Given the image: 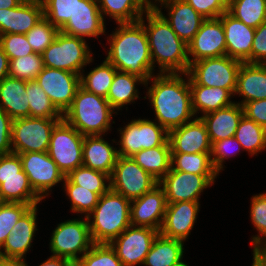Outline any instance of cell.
<instances>
[{
	"instance_id": "6da1fadb",
	"label": "cell",
	"mask_w": 266,
	"mask_h": 266,
	"mask_svg": "<svg viewBox=\"0 0 266 266\" xmlns=\"http://www.w3.org/2000/svg\"><path fill=\"white\" fill-rule=\"evenodd\" d=\"M158 73L152 76L147 92L155 111L157 123L167 131L182 126L195 117L192 110L189 75L184 73ZM186 80V81H185Z\"/></svg>"
},
{
	"instance_id": "7a4b0ae2",
	"label": "cell",
	"mask_w": 266,
	"mask_h": 266,
	"mask_svg": "<svg viewBox=\"0 0 266 266\" xmlns=\"http://www.w3.org/2000/svg\"><path fill=\"white\" fill-rule=\"evenodd\" d=\"M118 27L110 34V49L105 60L118 71L128 72L149 82L154 75V68L144 25L136 21L118 23Z\"/></svg>"
},
{
	"instance_id": "3957f363",
	"label": "cell",
	"mask_w": 266,
	"mask_h": 266,
	"mask_svg": "<svg viewBox=\"0 0 266 266\" xmlns=\"http://www.w3.org/2000/svg\"><path fill=\"white\" fill-rule=\"evenodd\" d=\"M140 22L147 35L153 67L159 65L160 73H187L190 67L188 46L172 30L167 21L153 8L146 11Z\"/></svg>"
},
{
	"instance_id": "277c9868",
	"label": "cell",
	"mask_w": 266,
	"mask_h": 266,
	"mask_svg": "<svg viewBox=\"0 0 266 266\" xmlns=\"http://www.w3.org/2000/svg\"><path fill=\"white\" fill-rule=\"evenodd\" d=\"M130 210L131 200L123 195L111 189L101 195L98 204L87 217L93 243L109 244L127 229L131 225Z\"/></svg>"
},
{
	"instance_id": "5b68a950",
	"label": "cell",
	"mask_w": 266,
	"mask_h": 266,
	"mask_svg": "<svg viewBox=\"0 0 266 266\" xmlns=\"http://www.w3.org/2000/svg\"><path fill=\"white\" fill-rule=\"evenodd\" d=\"M113 113L116 112L106 98L80 86L63 119L84 136L102 135L110 130Z\"/></svg>"
},
{
	"instance_id": "8992f818",
	"label": "cell",
	"mask_w": 266,
	"mask_h": 266,
	"mask_svg": "<svg viewBox=\"0 0 266 266\" xmlns=\"http://www.w3.org/2000/svg\"><path fill=\"white\" fill-rule=\"evenodd\" d=\"M45 67L61 69L81 75L82 68L92 62V54L85 39L59 32L42 53Z\"/></svg>"
},
{
	"instance_id": "52a82bcc",
	"label": "cell",
	"mask_w": 266,
	"mask_h": 266,
	"mask_svg": "<svg viewBox=\"0 0 266 266\" xmlns=\"http://www.w3.org/2000/svg\"><path fill=\"white\" fill-rule=\"evenodd\" d=\"M241 64V61L227 55L192 62L187 72L189 85L221 87L234 94Z\"/></svg>"
},
{
	"instance_id": "ba28073f",
	"label": "cell",
	"mask_w": 266,
	"mask_h": 266,
	"mask_svg": "<svg viewBox=\"0 0 266 266\" xmlns=\"http://www.w3.org/2000/svg\"><path fill=\"white\" fill-rule=\"evenodd\" d=\"M42 199L32 189L17 153L0 158V202H19L36 206Z\"/></svg>"
},
{
	"instance_id": "9c48e42d",
	"label": "cell",
	"mask_w": 266,
	"mask_h": 266,
	"mask_svg": "<svg viewBox=\"0 0 266 266\" xmlns=\"http://www.w3.org/2000/svg\"><path fill=\"white\" fill-rule=\"evenodd\" d=\"M84 135L64 119L52 130L48 154L64 176L83 165Z\"/></svg>"
},
{
	"instance_id": "30bf717a",
	"label": "cell",
	"mask_w": 266,
	"mask_h": 266,
	"mask_svg": "<svg viewBox=\"0 0 266 266\" xmlns=\"http://www.w3.org/2000/svg\"><path fill=\"white\" fill-rule=\"evenodd\" d=\"M61 222L53 230L50 250L53 256L79 260L94 244L90 235L88 218ZM78 254H81L79 257Z\"/></svg>"
},
{
	"instance_id": "8fae6325",
	"label": "cell",
	"mask_w": 266,
	"mask_h": 266,
	"mask_svg": "<svg viewBox=\"0 0 266 266\" xmlns=\"http://www.w3.org/2000/svg\"><path fill=\"white\" fill-rule=\"evenodd\" d=\"M61 120L33 117L14 119L11 132L12 151L17 154L48 152L52 130Z\"/></svg>"
},
{
	"instance_id": "7c38bea8",
	"label": "cell",
	"mask_w": 266,
	"mask_h": 266,
	"mask_svg": "<svg viewBox=\"0 0 266 266\" xmlns=\"http://www.w3.org/2000/svg\"><path fill=\"white\" fill-rule=\"evenodd\" d=\"M110 189L129 200L151 191L159 182L131 157L118 156L110 175Z\"/></svg>"
},
{
	"instance_id": "4fadbf2b",
	"label": "cell",
	"mask_w": 266,
	"mask_h": 266,
	"mask_svg": "<svg viewBox=\"0 0 266 266\" xmlns=\"http://www.w3.org/2000/svg\"><path fill=\"white\" fill-rule=\"evenodd\" d=\"M118 156L132 157L137 152L163 145L168 131L158 123L147 119H134L120 130Z\"/></svg>"
},
{
	"instance_id": "5bb4252c",
	"label": "cell",
	"mask_w": 266,
	"mask_h": 266,
	"mask_svg": "<svg viewBox=\"0 0 266 266\" xmlns=\"http://www.w3.org/2000/svg\"><path fill=\"white\" fill-rule=\"evenodd\" d=\"M18 155L32 189L42 200L49 195V189L64 181V174L48 152H26Z\"/></svg>"
},
{
	"instance_id": "9a60e30c",
	"label": "cell",
	"mask_w": 266,
	"mask_h": 266,
	"mask_svg": "<svg viewBox=\"0 0 266 266\" xmlns=\"http://www.w3.org/2000/svg\"><path fill=\"white\" fill-rule=\"evenodd\" d=\"M158 234V230L150 227L130 225L109 244L115 250L123 266H136L144 263Z\"/></svg>"
},
{
	"instance_id": "2e32d148",
	"label": "cell",
	"mask_w": 266,
	"mask_h": 266,
	"mask_svg": "<svg viewBox=\"0 0 266 266\" xmlns=\"http://www.w3.org/2000/svg\"><path fill=\"white\" fill-rule=\"evenodd\" d=\"M217 175H197L170 169L159 181L164 189L166 202H199L201 192L215 181Z\"/></svg>"
},
{
	"instance_id": "e0dca14e",
	"label": "cell",
	"mask_w": 266,
	"mask_h": 266,
	"mask_svg": "<svg viewBox=\"0 0 266 266\" xmlns=\"http://www.w3.org/2000/svg\"><path fill=\"white\" fill-rule=\"evenodd\" d=\"M81 75L61 69L45 67L35 79L55 107L62 113L71 106Z\"/></svg>"
},
{
	"instance_id": "ac0fdd59",
	"label": "cell",
	"mask_w": 266,
	"mask_h": 266,
	"mask_svg": "<svg viewBox=\"0 0 266 266\" xmlns=\"http://www.w3.org/2000/svg\"><path fill=\"white\" fill-rule=\"evenodd\" d=\"M187 46L190 64L206 58L225 56L226 41L222 21L219 18L206 19Z\"/></svg>"
},
{
	"instance_id": "d6986e66",
	"label": "cell",
	"mask_w": 266,
	"mask_h": 266,
	"mask_svg": "<svg viewBox=\"0 0 266 266\" xmlns=\"http://www.w3.org/2000/svg\"><path fill=\"white\" fill-rule=\"evenodd\" d=\"M161 7L168 8L169 18L164 16L157 5L153 8L167 21L172 30L185 43L189 44L206 20L184 0H159Z\"/></svg>"
},
{
	"instance_id": "ffe728a7",
	"label": "cell",
	"mask_w": 266,
	"mask_h": 266,
	"mask_svg": "<svg viewBox=\"0 0 266 266\" xmlns=\"http://www.w3.org/2000/svg\"><path fill=\"white\" fill-rule=\"evenodd\" d=\"M164 189L158 184L141 197L131 200V225L160 230L166 212Z\"/></svg>"
},
{
	"instance_id": "44dd1931",
	"label": "cell",
	"mask_w": 266,
	"mask_h": 266,
	"mask_svg": "<svg viewBox=\"0 0 266 266\" xmlns=\"http://www.w3.org/2000/svg\"><path fill=\"white\" fill-rule=\"evenodd\" d=\"M171 153H211L205 123L200 117L168 131Z\"/></svg>"
},
{
	"instance_id": "7402d4cb",
	"label": "cell",
	"mask_w": 266,
	"mask_h": 266,
	"mask_svg": "<svg viewBox=\"0 0 266 266\" xmlns=\"http://www.w3.org/2000/svg\"><path fill=\"white\" fill-rule=\"evenodd\" d=\"M97 0H76L73 17L60 29V32L83 38L99 37L105 33V24Z\"/></svg>"
},
{
	"instance_id": "603a6c76",
	"label": "cell",
	"mask_w": 266,
	"mask_h": 266,
	"mask_svg": "<svg viewBox=\"0 0 266 266\" xmlns=\"http://www.w3.org/2000/svg\"><path fill=\"white\" fill-rule=\"evenodd\" d=\"M199 205V202L191 201L167 203L159 234L167 238L186 241L194 227Z\"/></svg>"
},
{
	"instance_id": "cb8c5ba5",
	"label": "cell",
	"mask_w": 266,
	"mask_h": 266,
	"mask_svg": "<svg viewBox=\"0 0 266 266\" xmlns=\"http://www.w3.org/2000/svg\"><path fill=\"white\" fill-rule=\"evenodd\" d=\"M219 19L225 33L226 55L241 62L251 63L255 29L236 19L228 11Z\"/></svg>"
},
{
	"instance_id": "d4e9b609",
	"label": "cell",
	"mask_w": 266,
	"mask_h": 266,
	"mask_svg": "<svg viewBox=\"0 0 266 266\" xmlns=\"http://www.w3.org/2000/svg\"><path fill=\"white\" fill-rule=\"evenodd\" d=\"M43 17L41 0H23L17 7L0 9V35L26 34Z\"/></svg>"
},
{
	"instance_id": "484cf974",
	"label": "cell",
	"mask_w": 266,
	"mask_h": 266,
	"mask_svg": "<svg viewBox=\"0 0 266 266\" xmlns=\"http://www.w3.org/2000/svg\"><path fill=\"white\" fill-rule=\"evenodd\" d=\"M37 205L30 207L13 226L11 233L4 242L0 250V256L6 258H24L31 247V242L36 227Z\"/></svg>"
},
{
	"instance_id": "4316f807",
	"label": "cell",
	"mask_w": 266,
	"mask_h": 266,
	"mask_svg": "<svg viewBox=\"0 0 266 266\" xmlns=\"http://www.w3.org/2000/svg\"><path fill=\"white\" fill-rule=\"evenodd\" d=\"M244 115L239 103L200 116L205 123L211 145L219 140L233 137Z\"/></svg>"
},
{
	"instance_id": "83f0119b",
	"label": "cell",
	"mask_w": 266,
	"mask_h": 266,
	"mask_svg": "<svg viewBox=\"0 0 266 266\" xmlns=\"http://www.w3.org/2000/svg\"><path fill=\"white\" fill-rule=\"evenodd\" d=\"M118 158L117 148L105 141L102 135H86L83 141V165L111 175Z\"/></svg>"
},
{
	"instance_id": "f1b7e54d",
	"label": "cell",
	"mask_w": 266,
	"mask_h": 266,
	"mask_svg": "<svg viewBox=\"0 0 266 266\" xmlns=\"http://www.w3.org/2000/svg\"><path fill=\"white\" fill-rule=\"evenodd\" d=\"M234 94L243 96L244 103L266 99V64L242 62Z\"/></svg>"
},
{
	"instance_id": "f546056e",
	"label": "cell",
	"mask_w": 266,
	"mask_h": 266,
	"mask_svg": "<svg viewBox=\"0 0 266 266\" xmlns=\"http://www.w3.org/2000/svg\"><path fill=\"white\" fill-rule=\"evenodd\" d=\"M26 82L10 76L0 82V108L13 120L29 117Z\"/></svg>"
},
{
	"instance_id": "4dcf8cb0",
	"label": "cell",
	"mask_w": 266,
	"mask_h": 266,
	"mask_svg": "<svg viewBox=\"0 0 266 266\" xmlns=\"http://www.w3.org/2000/svg\"><path fill=\"white\" fill-rule=\"evenodd\" d=\"M192 110L194 115L201 111L204 115L218 109L232 105L233 95L228 89L221 87H207L203 85H190Z\"/></svg>"
},
{
	"instance_id": "1f68e13d",
	"label": "cell",
	"mask_w": 266,
	"mask_h": 266,
	"mask_svg": "<svg viewBox=\"0 0 266 266\" xmlns=\"http://www.w3.org/2000/svg\"><path fill=\"white\" fill-rule=\"evenodd\" d=\"M138 82L145 86L148 85V82L146 83L139 76L124 71H116L106 98L114 110L119 111L124 105L133 103L139 98V92L136 89Z\"/></svg>"
},
{
	"instance_id": "d6a6232c",
	"label": "cell",
	"mask_w": 266,
	"mask_h": 266,
	"mask_svg": "<svg viewBox=\"0 0 266 266\" xmlns=\"http://www.w3.org/2000/svg\"><path fill=\"white\" fill-rule=\"evenodd\" d=\"M184 242L158 234L145 257L146 266H175L183 259Z\"/></svg>"
},
{
	"instance_id": "836d02e7",
	"label": "cell",
	"mask_w": 266,
	"mask_h": 266,
	"mask_svg": "<svg viewBox=\"0 0 266 266\" xmlns=\"http://www.w3.org/2000/svg\"><path fill=\"white\" fill-rule=\"evenodd\" d=\"M158 182L171 169V150L167 140L163 145L137 152L131 157Z\"/></svg>"
},
{
	"instance_id": "e575fe53",
	"label": "cell",
	"mask_w": 266,
	"mask_h": 266,
	"mask_svg": "<svg viewBox=\"0 0 266 266\" xmlns=\"http://www.w3.org/2000/svg\"><path fill=\"white\" fill-rule=\"evenodd\" d=\"M103 14L109 15L117 23H132L139 21L150 8L142 0H97Z\"/></svg>"
},
{
	"instance_id": "d590c367",
	"label": "cell",
	"mask_w": 266,
	"mask_h": 266,
	"mask_svg": "<svg viewBox=\"0 0 266 266\" xmlns=\"http://www.w3.org/2000/svg\"><path fill=\"white\" fill-rule=\"evenodd\" d=\"M26 94L29 100V117L63 119V114L51 102L36 80L26 82Z\"/></svg>"
},
{
	"instance_id": "8d00e7d4",
	"label": "cell",
	"mask_w": 266,
	"mask_h": 266,
	"mask_svg": "<svg viewBox=\"0 0 266 266\" xmlns=\"http://www.w3.org/2000/svg\"><path fill=\"white\" fill-rule=\"evenodd\" d=\"M234 137L241 144L242 150L255 155L266 148L265 127L242 116Z\"/></svg>"
},
{
	"instance_id": "74e56055",
	"label": "cell",
	"mask_w": 266,
	"mask_h": 266,
	"mask_svg": "<svg viewBox=\"0 0 266 266\" xmlns=\"http://www.w3.org/2000/svg\"><path fill=\"white\" fill-rule=\"evenodd\" d=\"M228 12L256 29L266 21V0H231L228 2Z\"/></svg>"
},
{
	"instance_id": "f35d334b",
	"label": "cell",
	"mask_w": 266,
	"mask_h": 266,
	"mask_svg": "<svg viewBox=\"0 0 266 266\" xmlns=\"http://www.w3.org/2000/svg\"><path fill=\"white\" fill-rule=\"evenodd\" d=\"M211 153H171V169L197 175H219L211 162Z\"/></svg>"
},
{
	"instance_id": "ab89813d",
	"label": "cell",
	"mask_w": 266,
	"mask_h": 266,
	"mask_svg": "<svg viewBox=\"0 0 266 266\" xmlns=\"http://www.w3.org/2000/svg\"><path fill=\"white\" fill-rule=\"evenodd\" d=\"M116 71L117 69L105 60L86 77L83 73L81 74L80 86L90 93L107 98Z\"/></svg>"
},
{
	"instance_id": "60d3db41",
	"label": "cell",
	"mask_w": 266,
	"mask_h": 266,
	"mask_svg": "<svg viewBox=\"0 0 266 266\" xmlns=\"http://www.w3.org/2000/svg\"><path fill=\"white\" fill-rule=\"evenodd\" d=\"M74 184L84 187L99 196L110 190V176L100 171L93 170L84 165L79 166L67 176Z\"/></svg>"
},
{
	"instance_id": "b9f144b4",
	"label": "cell",
	"mask_w": 266,
	"mask_h": 266,
	"mask_svg": "<svg viewBox=\"0 0 266 266\" xmlns=\"http://www.w3.org/2000/svg\"><path fill=\"white\" fill-rule=\"evenodd\" d=\"M64 189L71 201V211L84 213L86 217L93 211L98 204L100 196L84 187L74 184L67 176L64 179Z\"/></svg>"
},
{
	"instance_id": "7bdbcfd3",
	"label": "cell",
	"mask_w": 266,
	"mask_h": 266,
	"mask_svg": "<svg viewBox=\"0 0 266 266\" xmlns=\"http://www.w3.org/2000/svg\"><path fill=\"white\" fill-rule=\"evenodd\" d=\"M43 57L39 53H31L29 55L9 60L8 76L18 78L20 80H35L38 74L43 70Z\"/></svg>"
},
{
	"instance_id": "ee69618b",
	"label": "cell",
	"mask_w": 266,
	"mask_h": 266,
	"mask_svg": "<svg viewBox=\"0 0 266 266\" xmlns=\"http://www.w3.org/2000/svg\"><path fill=\"white\" fill-rule=\"evenodd\" d=\"M44 17L59 30L73 17L76 0H41Z\"/></svg>"
},
{
	"instance_id": "f6af8a7d",
	"label": "cell",
	"mask_w": 266,
	"mask_h": 266,
	"mask_svg": "<svg viewBox=\"0 0 266 266\" xmlns=\"http://www.w3.org/2000/svg\"><path fill=\"white\" fill-rule=\"evenodd\" d=\"M59 32L60 30L58 28L43 17L25 35L34 53L42 54L55 40Z\"/></svg>"
},
{
	"instance_id": "bcb514c9",
	"label": "cell",
	"mask_w": 266,
	"mask_h": 266,
	"mask_svg": "<svg viewBox=\"0 0 266 266\" xmlns=\"http://www.w3.org/2000/svg\"><path fill=\"white\" fill-rule=\"evenodd\" d=\"M78 261L82 266H123L108 243H94Z\"/></svg>"
},
{
	"instance_id": "7dc6e473",
	"label": "cell",
	"mask_w": 266,
	"mask_h": 266,
	"mask_svg": "<svg viewBox=\"0 0 266 266\" xmlns=\"http://www.w3.org/2000/svg\"><path fill=\"white\" fill-rule=\"evenodd\" d=\"M30 207L19 202H0V250L13 226Z\"/></svg>"
},
{
	"instance_id": "c3c4849f",
	"label": "cell",
	"mask_w": 266,
	"mask_h": 266,
	"mask_svg": "<svg viewBox=\"0 0 266 266\" xmlns=\"http://www.w3.org/2000/svg\"><path fill=\"white\" fill-rule=\"evenodd\" d=\"M250 218L259 232L252 238V246L266 245V193L258 194L251 199Z\"/></svg>"
},
{
	"instance_id": "681fc988",
	"label": "cell",
	"mask_w": 266,
	"mask_h": 266,
	"mask_svg": "<svg viewBox=\"0 0 266 266\" xmlns=\"http://www.w3.org/2000/svg\"><path fill=\"white\" fill-rule=\"evenodd\" d=\"M0 46L9 60L34 53L25 34H2L0 35Z\"/></svg>"
},
{
	"instance_id": "f907efd6",
	"label": "cell",
	"mask_w": 266,
	"mask_h": 266,
	"mask_svg": "<svg viewBox=\"0 0 266 266\" xmlns=\"http://www.w3.org/2000/svg\"><path fill=\"white\" fill-rule=\"evenodd\" d=\"M236 145V147L233 146ZM232 148V150H231ZM233 148L235 149L236 153L232 154L235 155L241 150V144L237 141V139L233 137H229L226 139H222L219 141L214 142L211 145V162L214 167V169L219 173L223 169V162L225 159H228L231 157V151H233ZM238 151V152H237Z\"/></svg>"
},
{
	"instance_id": "816d5d0a",
	"label": "cell",
	"mask_w": 266,
	"mask_h": 266,
	"mask_svg": "<svg viewBox=\"0 0 266 266\" xmlns=\"http://www.w3.org/2000/svg\"><path fill=\"white\" fill-rule=\"evenodd\" d=\"M190 4L205 19L219 18L228 11L226 0H184Z\"/></svg>"
},
{
	"instance_id": "f5cc1de1",
	"label": "cell",
	"mask_w": 266,
	"mask_h": 266,
	"mask_svg": "<svg viewBox=\"0 0 266 266\" xmlns=\"http://www.w3.org/2000/svg\"><path fill=\"white\" fill-rule=\"evenodd\" d=\"M251 63L266 64V21L255 29Z\"/></svg>"
},
{
	"instance_id": "db71d44e",
	"label": "cell",
	"mask_w": 266,
	"mask_h": 266,
	"mask_svg": "<svg viewBox=\"0 0 266 266\" xmlns=\"http://www.w3.org/2000/svg\"><path fill=\"white\" fill-rule=\"evenodd\" d=\"M13 119L0 108V153H12L11 132Z\"/></svg>"
},
{
	"instance_id": "11a10c76",
	"label": "cell",
	"mask_w": 266,
	"mask_h": 266,
	"mask_svg": "<svg viewBox=\"0 0 266 266\" xmlns=\"http://www.w3.org/2000/svg\"><path fill=\"white\" fill-rule=\"evenodd\" d=\"M242 107L247 118L266 127V99L250 101L244 103Z\"/></svg>"
},
{
	"instance_id": "9f6ffc18",
	"label": "cell",
	"mask_w": 266,
	"mask_h": 266,
	"mask_svg": "<svg viewBox=\"0 0 266 266\" xmlns=\"http://www.w3.org/2000/svg\"><path fill=\"white\" fill-rule=\"evenodd\" d=\"M252 266H266V245L253 247Z\"/></svg>"
},
{
	"instance_id": "6f0895ef",
	"label": "cell",
	"mask_w": 266,
	"mask_h": 266,
	"mask_svg": "<svg viewBox=\"0 0 266 266\" xmlns=\"http://www.w3.org/2000/svg\"><path fill=\"white\" fill-rule=\"evenodd\" d=\"M9 59L0 46V82L8 76Z\"/></svg>"
},
{
	"instance_id": "680465c9",
	"label": "cell",
	"mask_w": 266,
	"mask_h": 266,
	"mask_svg": "<svg viewBox=\"0 0 266 266\" xmlns=\"http://www.w3.org/2000/svg\"><path fill=\"white\" fill-rule=\"evenodd\" d=\"M69 261L70 260L64 257L51 255L50 258L45 260V262L41 263L39 266H66Z\"/></svg>"
},
{
	"instance_id": "91938a15",
	"label": "cell",
	"mask_w": 266,
	"mask_h": 266,
	"mask_svg": "<svg viewBox=\"0 0 266 266\" xmlns=\"http://www.w3.org/2000/svg\"><path fill=\"white\" fill-rule=\"evenodd\" d=\"M0 266H28L24 258H6L0 256Z\"/></svg>"
},
{
	"instance_id": "94428289",
	"label": "cell",
	"mask_w": 266,
	"mask_h": 266,
	"mask_svg": "<svg viewBox=\"0 0 266 266\" xmlns=\"http://www.w3.org/2000/svg\"><path fill=\"white\" fill-rule=\"evenodd\" d=\"M23 0H0V9L17 7Z\"/></svg>"
},
{
	"instance_id": "6125c7cd",
	"label": "cell",
	"mask_w": 266,
	"mask_h": 266,
	"mask_svg": "<svg viewBox=\"0 0 266 266\" xmlns=\"http://www.w3.org/2000/svg\"><path fill=\"white\" fill-rule=\"evenodd\" d=\"M66 266H82L78 260H71L69 261Z\"/></svg>"
},
{
	"instance_id": "be15d7a7",
	"label": "cell",
	"mask_w": 266,
	"mask_h": 266,
	"mask_svg": "<svg viewBox=\"0 0 266 266\" xmlns=\"http://www.w3.org/2000/svg\"><path fill=\"white\" fill-rule=\"evenodd\" d=\"M148 7H153V6H155L156 4H155V2L156 1H159V0H155V2H153V1H150V0H142Z\"/></svg>"
},
{
	"instance_id": "e7e4bbea",
	"label": "cell",
	"mask_w": 266,
	"mask_h": 266,
	"mask_svg": "<svg viewBox=\"0 0 266 266\" xmlns=\"http://www.w3.org/2000/svg\"><path fill=\"white\" fill-rule=\"evenodd\" d=\"M175 266H189V265H187L186 263L181 261L180 263L176 264Z\"/></svg>"
}]
</instances>
